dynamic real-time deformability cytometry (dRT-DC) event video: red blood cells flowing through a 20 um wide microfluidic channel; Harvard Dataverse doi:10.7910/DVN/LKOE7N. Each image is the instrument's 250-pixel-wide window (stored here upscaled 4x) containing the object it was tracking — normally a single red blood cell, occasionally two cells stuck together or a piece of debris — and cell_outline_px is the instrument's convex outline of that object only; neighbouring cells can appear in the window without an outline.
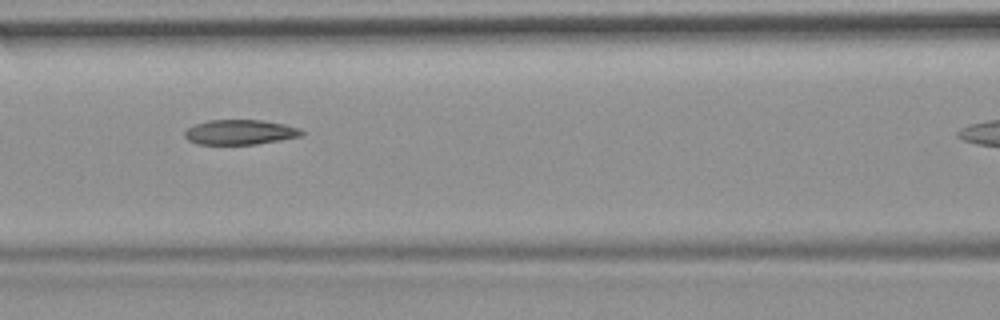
{"species": "common noctule bat (a hibernating species)", "species_latin": "Nyctalus noctula", "temperature_condition": "room temperature", "stored_images_in_passage": 6, "camera_frame_rate_fps": 3000, "um_per_image_px": 0.085, "animal": {"sex": "female", "body_mass_g": 19.9}, "frame": {"image": 1, "passage_image": 3, "time_ms": 2.0, "image_size_px": [1000, 320], "cell_outline_px": [[304, 132], [300, 136], [280, 140], [256, 144], [196, 144], [188, 140], [184, 136], [184, 132], [188, 128], [196, 124], [208, 120], [260, 120], [284, 124], [296, 128]], "centroid_in_image_um": [20.35, 11.24], "position_along_channel_um": 146.2, "area_um2": 16.76}}